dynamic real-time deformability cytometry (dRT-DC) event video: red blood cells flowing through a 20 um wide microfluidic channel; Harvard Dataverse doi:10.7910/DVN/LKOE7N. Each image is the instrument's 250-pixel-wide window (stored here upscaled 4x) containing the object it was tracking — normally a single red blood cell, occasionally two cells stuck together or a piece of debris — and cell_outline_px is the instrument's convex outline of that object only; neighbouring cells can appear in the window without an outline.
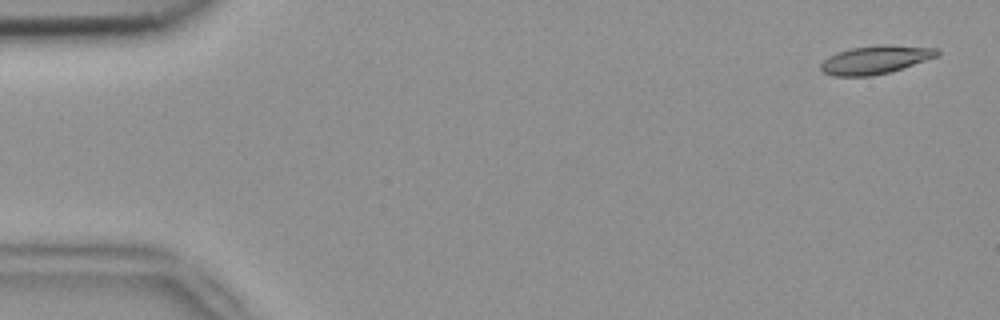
{"species": "common noctule bat (a hibernating species)", "species_latin": "Nyctalus noctula", "temperature_condition": "room temperature", "stored_images_in_passage": 5, "camera_frame_rate_fps": 3000, "um_per_image_px": 0.085, "animal": {"sex": "female", "body_mass_g": 18.4}, "frame": {"image": 1, "passage_image": 1, "time_ms": 0.0, "image_size_px": [1000, 320], "cell_outline_px": [[940, 56], [888, 72], [872, 76], [832, 76], [824, 72], [820, 68], [820, 64], [828, 56], [836, 52], [852, 48], [884, 44], [892, 44], [936, 48], [940, 52]], "centroid_in_image_um": [74.42, 5.07], "position_along_channel_um": 10.6, "area_um2": 19.25}}